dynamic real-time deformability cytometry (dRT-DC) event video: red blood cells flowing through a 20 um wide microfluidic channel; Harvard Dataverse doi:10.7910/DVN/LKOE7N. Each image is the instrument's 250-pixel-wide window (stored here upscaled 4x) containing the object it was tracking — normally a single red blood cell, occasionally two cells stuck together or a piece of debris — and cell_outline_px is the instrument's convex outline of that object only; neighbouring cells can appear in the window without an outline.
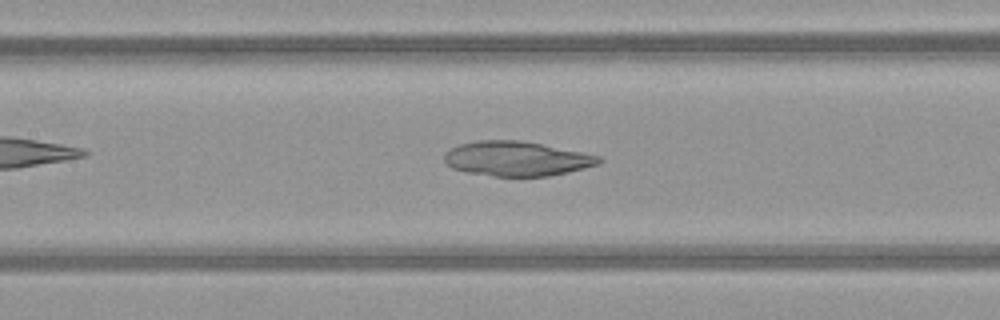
{"species": "common noctule bat (a hibernating species)", "species_latin": "Nyctalus noctula", "temperature_condition": "warm", "stored_images_in_passage": 29, "camera_frame_rate_fps": 3000, "um_per_image_px": 0.085, "animal": {"sex": "female", "body_mass_g": 21.9}, "frame": {"image": 1, "passage_image": 13, "time_ms": 4.0, "image_size_px": [1000, 320], "cell_outline_px": [[604, 160], [600, 164], [568, 172], [548, 176], [492, 176], [468, 172], [452, 168], [444, 160], [444, 152], [460, 144], [476, 140], [520, 140], [600, 156]], "centroid_in_image_um": [43.91, 13.49], "position_along_channel_um": 163.5, "area_um2": 31.04}}
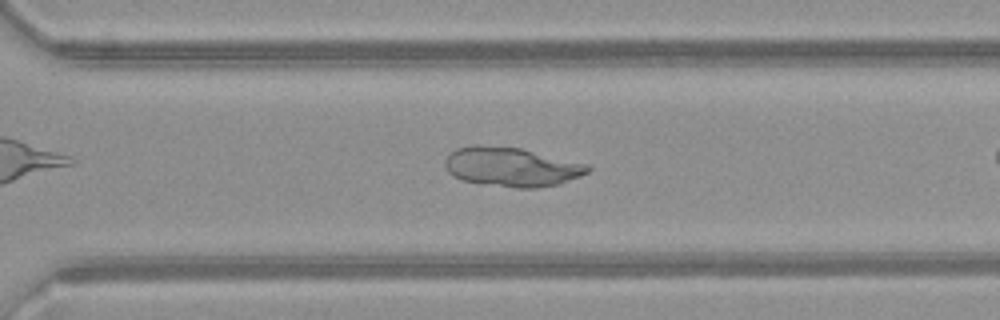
{"frame": {"image": 2, "passage_image": 25, "time_ms": 8.0, "image_size_px": [1000, 320], "cell_outline_px": [[592, 168], [588, 172], [580, 176], [560, 184], [536, 188], [516, 188], [464, 180], [452, 176], [448, 172], [444, 164], [444, 160], [456, 148], [476, 144], [480, 144], [520, 148], [592, 164]], "centroid_in_image_um": [43.53, 14.17], "position_along_channel_um": 327.1, "area_um2": 32.89}}